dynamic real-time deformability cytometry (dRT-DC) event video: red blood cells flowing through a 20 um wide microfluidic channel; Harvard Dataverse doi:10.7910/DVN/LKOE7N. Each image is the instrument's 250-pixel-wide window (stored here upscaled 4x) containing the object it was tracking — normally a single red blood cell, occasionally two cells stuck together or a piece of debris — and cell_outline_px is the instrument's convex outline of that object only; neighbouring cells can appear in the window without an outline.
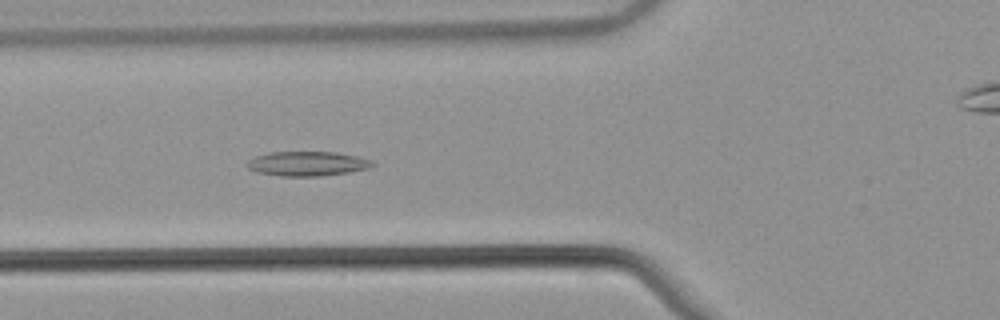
{"species": "common noctule bat (a hibernating species)", "species_latin": "Nyctalus noctula", "temperature_condition": "warm", "stored_images_in_passage": 42, "camera_frame_rate_fps": 3000, "um_per_image_px": 0.085, "animal": {"sex": "male", "body_mass_g": 21.5, "forearm_length_mm": 52.0}, "frame": {"image": 1, "passage_image": 8, "time_ms": 2.333, "image_size_px": [1000, 320], "cell_outline_px": [[376, 164], [368, 168], [348, 172], [320, 176], [280, 176], [256, 172], [248, 168], [244, 164], [248, 160], [256, 156], [268, 152], [336, 152], [360, 156], [372, 160]], "centroid_in_image_um": [26.11, 13.9], "position_along_channel_um": 99.7, "area_um2": 18.09}}
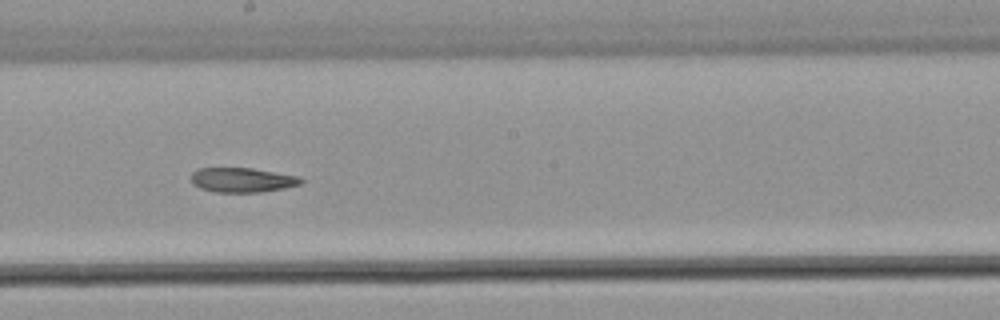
{"frame": {"image": 2, "passage_image": 18, "time_ms": 5.667, "image_size_px": [1000, 320], "cell_outline_px": [[304, 180], [300, 184], [284, 188], [260, 192], [216, 192], [200, 188], [192, 184], [192, 172], [196, 168], [252, 168], [300, 176]], "centroid_in_image_um": [20.59, 15.29], "position_along_channel_um": 227.6, "area_um2": 15.78}}
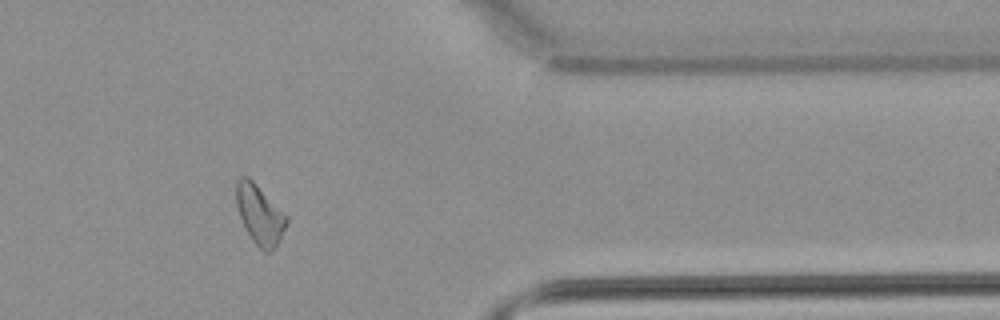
{"frame": {"image": 3, "passage_image": 32, "time_ms": 10.333, "image_size_px": [1000, 320], "cell_outline_px": [[288, 220], [280, 240], [272, 252], [264, 252], [252, 240], [240, 216], [236, 204], [236, 180], [240, 176], [248, 176], [288, 216]], "centroid_in_image_um": [22.08, 18.24], "position_along_channel_um": 389.3, "area_um2": 17.28}}